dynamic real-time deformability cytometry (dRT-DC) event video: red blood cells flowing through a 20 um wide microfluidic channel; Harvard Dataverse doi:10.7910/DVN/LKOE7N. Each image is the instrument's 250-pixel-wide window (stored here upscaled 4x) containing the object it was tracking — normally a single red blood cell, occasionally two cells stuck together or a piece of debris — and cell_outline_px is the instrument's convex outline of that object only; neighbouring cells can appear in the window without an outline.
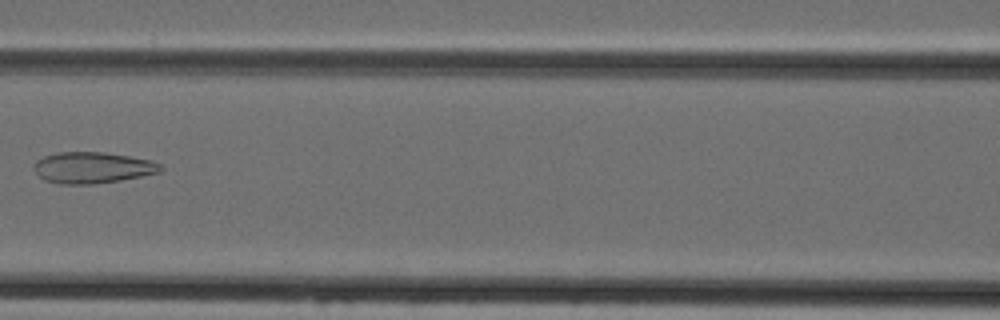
{"species": "Egyptian fruit bat (a non-hibernating species)", "species_latin": "Rousettus aegyptiacus", "temperature_condition": "cold", "stored_images_in_passage": 7, "camera_frame_rate_fps": 3000, "um_per_image_px": 0.085, "animal": {"sex": "female"}, "frame": {"image": 1, "passage_image": 7, "time_ms": 7.0, "image_size_px": [1000, 320], "cell_outline_px": [[164, 168], [160, 172], [120, 180], [92, 184], [60, 184], [44, 180], [32, 168], [32, 164], [36, 160], [44, 156], [60, 152], [104, 152], [152, 160], [160, 164]], "centroid_in_image_um": [7.84, 14.25], "position_along_channel_um": 158.8, "area_um2": 23.06}}